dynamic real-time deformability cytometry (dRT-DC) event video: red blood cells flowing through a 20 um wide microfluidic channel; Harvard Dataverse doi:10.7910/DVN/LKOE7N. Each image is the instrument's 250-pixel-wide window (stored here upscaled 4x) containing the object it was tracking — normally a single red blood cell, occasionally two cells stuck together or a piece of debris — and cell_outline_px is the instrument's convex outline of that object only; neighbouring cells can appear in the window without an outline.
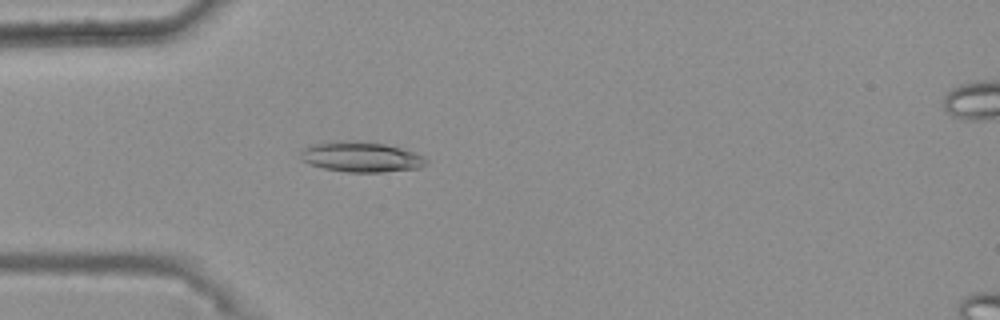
{"species": "common noctule bat (a hibernating species)", "species_latin": "Nyctalus noctula", "temperature_condition": "warm", "stored_images_in_passage": 23, "camera_frame_rate_fps": 3000, "um_per_image_px": 0.085, "animal": {"sex": "female", "body_mass_g": 25.1}, "frame": {"image": 1, "passage_image": 16, "time_ms": 5.0, "image_size_px": [1000, 320], "cell_outline_px": [[428, 160], [420, 168], [384, 172], [348, 172], [324, 168], [312, 164], [304, 160], [300, 156], [300, 152], [304, 148], [312, 144], [384, 144], [416, 152], [424, 156]], "centroid_in_image_um": [30.79, 13.4], "position_along_channel_um": 54.2, "area_um2": 20.87}}
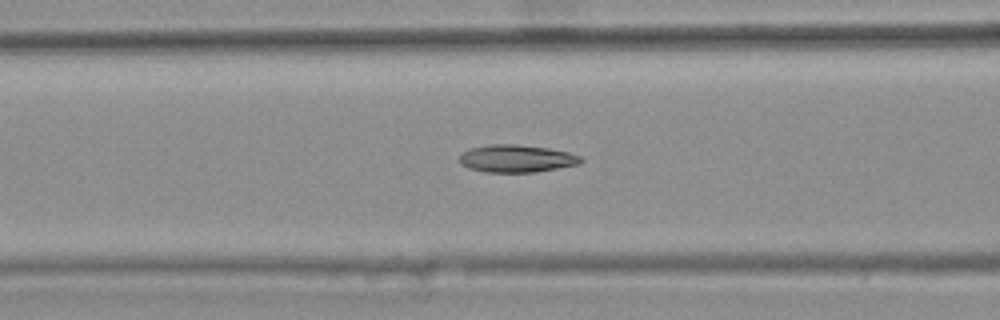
{"frame": {"image": 2, "passage_image": 22, "time_ms": 7.0, "image_size_px": [1000, 320], "cell_outline_px": [[584, 160], [580, 164], [536, 172], [484, 172], [468, 168], [460, 164], [460, 152], [468, 148], [488, 144], [516, 144], [548, 148], [568, 152], [580, 156]], "centroid_in_image_um": [43.87, 13.47], "position_along_channel_um": 122.7, "area_um2": 19.71}}